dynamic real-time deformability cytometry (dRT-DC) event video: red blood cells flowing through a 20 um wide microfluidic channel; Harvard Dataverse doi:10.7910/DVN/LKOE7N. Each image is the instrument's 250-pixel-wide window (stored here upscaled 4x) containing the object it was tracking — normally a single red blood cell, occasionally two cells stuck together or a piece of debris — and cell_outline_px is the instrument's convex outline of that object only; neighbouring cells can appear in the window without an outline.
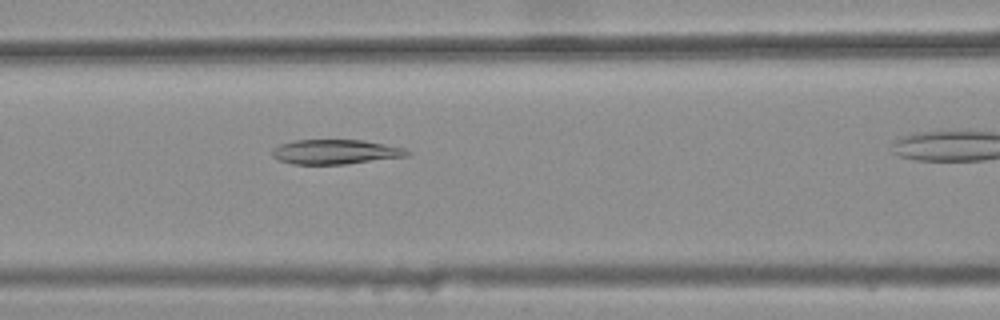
{"species": "common noctule bat (a hibernating species)", "species_latin": "Nyctalus noctula", "temperature_condition": "warm", "stored_images_in_passage": 29, "camera_frame_rate_fps": 3000, "um_per_image_px": 0.085, "animal": {"sex": "female", "body_mass_g": 25.1}, "frame": {"image": 1, "passage_image": 9, "time_ms": 2.667, "image_size_px": [1000, 320], "cell_outline_px": [[412, 152], [408, 156], [344, 164], [292, 164], [280, 160], [272, 156], [272, 148], [280, 144], [296, 140], [360, 140], [384, 144], [404, 148]], "centroid_in_image_um": [28.5, 12.91], "position_along_channel_um": 138.1, "area_um2": 19.25}}
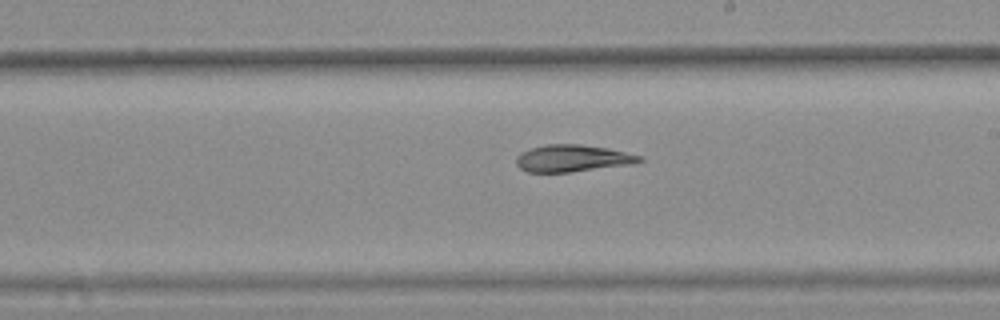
{"frame": {"image": 2, "passage_image": 17, "time_ms": 5.333, "image_size_px": [1000, 320], "cell_outline_px": [[644, 160], [632, 164], [568, 172], [528, 172], [520, 168], [516, 164], [516, 156], [520, 152], [544, 144], [580, 144], [608, 148], [644, 156]], "centroid_in_image_um": [48.66, 13.45], "position_along_channel_um": 240.3, "area_um2": 19.42}}
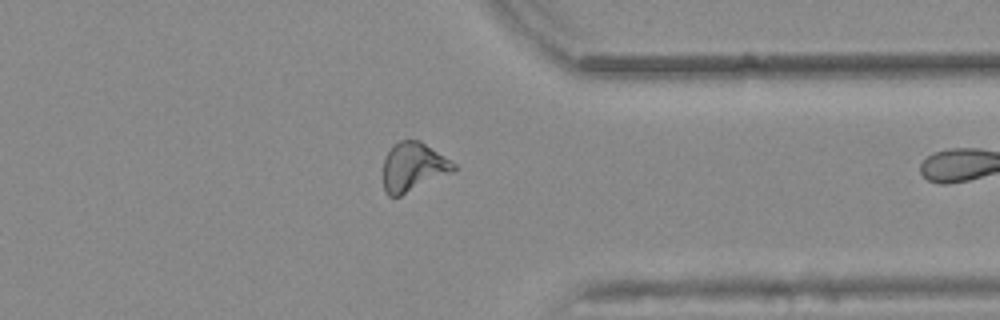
{"frame": {"image": 3, "passage_image": 28, "time_ms": 9.0, "image_size_px": [1000, 320], "cell_outline_px": [[456, 168], [452, 172], [400, 196], [388, 196], [384, 188], [384, 160], [392, 144], [400, 140], [420, 140], [456, 164]], "centroid_in_image_um": [35.11, 14.18], "position_along_channel_um": 376.3, "area_um2": 19.83}}